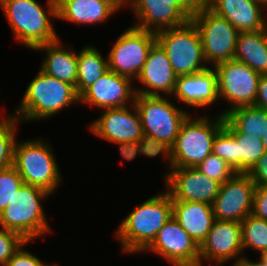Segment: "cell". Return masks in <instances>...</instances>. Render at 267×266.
<instances>
[{
	"label": "cell",
	"mask_w": 267,
	"mask_h": 266,
	"mask_svg": "<svg viewBox=\"0 0 267 266\" xmlns=\"http://www.w3.org/2000/svg\"><path fill=\"white\" fill-rule=\"evenodd\" d=\"M172 217V198L167 191L146 200L129 214L116 236L126 252L144 251Z\"/></svg>",
	"instance_id": "1"
},
{
	"label": "cell",
	"mask_w": 267,
	"mask_h": 266,
	"mask_svg": "<svg viewBox=\"0 0 267 266\" xmlns=\"http://www.w3.org/2000/svg\"><path fill=\"white\" fill-rule=\"evenodd\" d=\"M79 101L75 87L39 71L28 85L15 117L23 120L43 119Z\"/></svg>",
	"instance_id": "2"
},
{
	"label": "cell",
	"mask_w": 267,
	"mask_h": 266,
	"mask_svg": "<svg viewBox=\"0 0 267 266\" xmlns=\"http://www.w3.org/2000/svg\"><path fill=\"white\" fill-rule=\"evenodd\" d=\"M50 195L46 190L23 183L9 205L0 213L2 229L20 234L26 241L49 231L41 200Z\"/></svg>",
	"instance_id": "3"
},
{
	"label": "cell",
	"mask_w": 267,
	"mask_h": 266,
	"mask_svg": "<svg viewBox=\"0 0 267 266\" xmlns=\"http://www.w3.org/2000/svg\"><path fill=\"white\" fill-rule=\"evenodd\" d=\"M156 42L166 52L177 76L202 72L208 67L203 54L200 33L192 20L185 24L155 33Z\"/></svg>",
	"instance_id": "4"
},
{
	"label": "cell",
	"mask_w": 267,
	"mask_h": 266,
	"mask_svg": "<svg viewBox=\"0 0 267 266\" xmlns=\"http://www.w3.org/2000/svg\"><path fill=\"white\" fill-rule=\"evenodd\" d=\"M209 122L207 118L191 119L182 123L172 146V167H197L212 153L213 141L224 125V116ZM211 123V124H210Z\"/></svg>",
	"instance_id": "5"
},
{
	"label": "cell",
	"mask_w": 267,
	"mask_h": 266,
	"mask_svg": "<svg viewBox=\"0 0 267 266\" xmlns=\"http://www.w3.org/2000/svg\"><path fill=\"white\" fill-rule=\"evenodd\" d=\"M51 147L40 140L27 141L13 148V167L25 184L53 193L60 182V173Z\"/></svg>",
	"instance_id": "6"
},
{
	"label": "cell",
	"mask_w": 267,
	"mask_h": 266,
	"mask_svg": "<svg viewBox=\"0 0 267 266\" xmlns=\"http://www.w3.org/2000/svg\"><path fill=\"white\" fill-rule=\"evenodd\" d=\"M0 4L15 37L31 49L59 39L47 12L36 0H0Z\"/></svg>",
	"instance_id": "7"
},
{
	"label": "cell",
	"mask_w": 267,
	"mask_h": 266,
	"mask_svg": "<svg viewBox=\"0 0 267 266\" xmlns=\"http://www.w3.org/2000/svg\"><path fill=\"white\" fill-rule=\"evenodd\" d=\"M134 105L139 113L144 135L166 142L171 147L182 123L189 116L165 97L136 94Z\"/></svg>",
	"instance_id": "8"
},
{
	"label": "cell",
	"mask_w": 267,
	"mask_h": 266,
	"mask_svg": "<svg viewBox=\"0 0 267 266\" xmlns=\"http://www.w3.org/2000/svg\"><path fill=\"white\" fill-rule=\"evenodd\" d=\"M191 20L200 33L206 62L216 65L234 58L240 32L226 18L207 9L193 14Z\"/></svg>",
	"instance_id": "9"
},
{
	"label": "cell",
	"mask_w": 267,
	"mask_h": 266,
	"mask_svg": "<svg viewBox=\"0 0 267 266\" xmlns=\"http://www.w3.org/2000/svg\"><path fill=\"white\" fill-rule=\"evenodd\" d=\"M155 43L154 32L134 26L128 28L109 52V70L130 79L137 78L147 60L149 50Z\"/></svg>",
	"instance_id": "10"
},
{
	"label": "cell",
	"mask_w": 267,
	"mask_h": 266,
	"mask_svg": "<svg viewBox=\"0 0 267 266\" xmlns=\"http://www.w3.org/2000/svg\"><path fill=\"white\" fill-rule=\"evenodd\" d=\"M218 96L232 103L229 109L254 105L260 74L245 63L231 59L215 65Z\"/></svg>",
	"instance_id": "11"
},
{
	"label": "cell",
	"mask_w": 267,
	"mask_h": 266,
	"mask_svg": "<svg viewBox=\"0 0 267 266\" xmlns=\"http://www.w3.org/2000/svg\"><path fill=\"white\" fill-rule=\"evenodd\" d=\"M255 188L247 173H236L221 184L212 204L215 219L241 222L252 214Z\"/></svg>",
	"instance_id": "12"
},
{
	"label": "cell",
	"mask_w": 267,
	"mask_h": 266,
	"mask_svg": "<svg viewBox=\"0 0 267 266\" xmlns=\"http://www.w3.org/2000/svg\"><path fill=\"white\" fill-rule=\"evenodd\" d=\"M146 249L154 250L174 266H200L199 246L173 217Z\"/></svg>",
	"instance_id": "13"
},
{
	"label": "cell",
	"mask_w": 267,
	"mask_h": 266,
	"mask_svg": "<svg viewBox=\"0 0 267 266\" xmlns=\"http://www.w3.org/2000/svg\"><path fill=\"white\" fill-rule=\"evenodd\" d=\"M166 178L172 201L201 202L212 205L221 185L195 167L174 168Z\"/></svg>",
	"instance_id": "14"
},
{
	"label": "cell",
	"mask_w": 267,
	"mask_h": 266,
	"mask_svg": "<svg viewBox=\"0 0 267 266\" xmlns=\"http://www.w3.org/2000/svg\"><path fill=\"white\" fill-rule=\"evenodd\" d=\"M135 115L127 107L108 108L90 130L110 142H137L144 135L139 113L134 105Z\"/></svg>",
	"instance_id": "15"
},
{
	"label": "cell",
	"mask_w": 267,
	"mask_h": 266,
	"mask_svg": "<svg viewBox=\"0 0 267 266\" xmlns=\"http://www.w3.org/2000/svg\"><path fill=\"white\" fill-rule=\"evenodd\" d=\"M241 251H243L241 223L215 220L213 227L199 246L200 266L203 257L208 261H217L219 265L236 257Z\"/></svg>",
	"instance_id": "16"
},
{
	"label": "cell",
	"mask_w": 267,
	"mask_h": 266,
	"mask_svg": "<svg viewBox=\"0 0 267 266\" xmlns=\"http://www.w3.org/2000/svg\"><path fill=\"white\" fill-rule=\"evenodd\" d=\"M131 79L108 70L80 95L79 101L101 109L127 107L126 101H134L136 92L131 90Z\"/></svg>",
	"instance_id": "17"
},
{
	"label": "cell",
	"mask_w": 267,
	"mask_h": 266,
	"mask_svg": "<svg viewBox=\"0 0 267 266\" xmlns=\"http://www.w3.org/2000/svg\"><path fill=\"white\" fill-rule=\"evenodd\" d=\"M130 3L140 18L139 24L134 27L142 30L156 33L188 21L183 15V0H131ZM153 25L155 30L151 28Z\"/></svg>",
	"instance_id": "18"
},
{
	"label": "cell",
	"mask_w": 267,
	"mask_h": 266,
	"mask_svg": "<svg viewBox=\"0 0 267 266\" xmlns=\"http://www.w3.org/2000/svg\"><path fill=\"white\" fill-rule=\"evenodd\" d=\"M175 74L166 52L156 42L149 50L147 60L137 77L139 81L151 88L135 91L136 94L146 96H160L158 92L173 94L176 86Z\"/></svg>",
	"instance_id": "19"
},
{
	"label": "cell",
	"mask_w": 267,
	"mask_h": 266,
	"mask_svg": "<svg viewBox=\"0 0 267 266\" xmlns=\"http://www.w3.org/2000/svg\"><path fill=\"white\" fill-rule=\"evenodd\" d=\"M49 16L78 24H95L106 20L116 9L102 0H48Z\"/></svg>",
	"instance_id": "20"
},
{
	"label": "cell",
	"mask_w": 267,
	"mask_h": 266,
	"mask_svg": "<svg viewBox=\"0 0 267 266\" xmlns=\"http://www.w3.org/2000/svg\"><path fill=\"white\" fill-rule=\"evenodd\" d=\"M173 95L191 106L212 104L219 97L216 70L208 68L196 74L178 76Z\"/></svg>",
	"instance_id": "21"
},
{
	"label": "cell",
	"mask_w": 267,
	"mask_h": 266,
	"mask_svg": "<svg viewBox=\"0 0 267 266\" xmlns=\"http://www.w3.org/2000/svg\"><path fill=\"white\" fill-rule=\"evenodd\" d=\"M172 213L173 218L198 246L202 244L216 220L212 205L201 202L172 201Z\"/></svg>",
	"instance_id": "22"
},
{
	"label": "cell",
	"mask_w": 267,
	"mask_h": 266,
	"mask_svg": "<svg viewBox=\"0 0 267 266\" xmlns=\"http://www.w3.org/2000/svg\"><path fill=\"white\" fill-rule=\"evenodd\" d=\"M261 8L251 0H211L210 6V10L226 18L239 32L263 30Z\"/></svg>",
	"instance_id": "23"
},
{
	"label": "cell",
	"mask_w": 267,
	"mask_h": 266,
	"mask_svg": "<svg viewBox=\"0 0 267 266\" xmlns=\"http://www.w3.org/2000/svg\"><path fill=\"white\" fill-rule=\"evenodd\" d=\"M59 39L38 45L34 50H46L47 56L40 69L49 76L67 82L76 87L78 61L77 53L68 52L60 47Z\"/></svg>",
	"instance_id": "24"
},
{
	"label": "cell",
	"mask_w": 267,
	"mask_h": 266,
	"mask_svg": "<svg viewBox=\"0 0 267 266\" xmlns=\"http://www.w3.org/2000/svg\"><path fill=\"white\" fill-rule=\"evenodd\" d=\"M233 59L245 63L260 75L267 74V38L264 30L240 32Z\"/></svg>",
	"instance_id": "25"
},
{
	"label": "cell",
	"mask_w": 267,
	"mask_h": 266,
	"mask_svg": "<svg viewBox=\"0 0 267 266\" xmlns=\"http://www.w3.org/2000/svg\"><path fill=\"white\" fill-rule=\"evenodd\" d=\"M224 124L232 132H242L262 139L267 132V110L254 105L226 110Z\"/></svg>",
	"instance_id": "26"
},
{
	"label": "cell",
	"mask_w": 267,
	"mask_h": 266,
	"mask_svg": "<svg viewBox=\"0 0 267 266\" xmlns=\"http://www.w3.org/2000/svg\"><path fill=\"white\" fill-rule=\"evenodd\" d=\"M78 71L75 90L80 95L86 88L95 83L108 68V60H104L94 47H86L77 53Z\"/></svg>",
	"instance_id": "27"
},
{
	"label": "cell",
	"mask_w": 267,
	"mask_h": 266,
	"mask_svg": "<svg viewBox=\"0 0 267 266\" xmlns=\"http://www.w3.org/2000/svg\"><path fill=\"white\" fill-rule=\"evenodd\" d=\"M236 136V173H248L266 153L262 139L242 132Z\"/></svg>",
	"instance_id": "28"
},
{
	"label": "cell",
	"mask_w": 267,
	"mask_h": 266,
	"mask_svg": "<svg viewBox=\"0 0 267 266\" xmlns=\"http://www.w3.org/2000/svg\"><path fill=\"white\" fill-rule=\"evenodd\" d=\"M242 248L252 247L260 252L267 251V220L248 215L241 222Z\"/></svg>",
	"instance_id": "29"
},
{
	"label": "cell",
	"mask_w": 267,
	"mask_h": 266,
	"mask_svg": "<svg viewBox=\"0 0 267 266\" xmlns=\"http://www.w3.org/2000/svg\"><path fill=\"white\" fill-rule=\"evenodd\" d=\"M212 153L224 159L236 172V136L225 124L214 138Z\"/></svg>",
	"instance_id": "30"
},
{
	"label": "cell",
	"mask_w": 267,
	"mask_h": 266,
	"mask_svg": "<svg viewBox=\"0 0 267 266\" xmlns=\"http://www.w3.org/2000/svg\"><path fill=\"white\" fill-rule=\"evenodd\" d=\"M16 117L0 121V170L13 165Z\"/></svg>",
	"instance_id": "31"
},
{
	"label": "cell",
	"mask_w": 267,
	"mask_h": 266,
	"mask_svg": "<svg viewBox=\"0 0 267 266\" xmlns=\"http://www.w3.org/2000/svg\"><path fill=\"white\" fill-rule=\"evenodd\" d=\"M23 183V179L13 166L0 170V213L9 205Z\"/></svg>",
	"instance_id": "32"
},
{
	"label": "cell",
	"mask_w": 267,
	"mask_h": 266,
	"mask_svg": "<svg viewBox=\"0 0 267 266\" xmlns=\"http://www.w3.org/2000/svg\"><path fill=\"white\" fill-rule=\"evenodd\" d=\"M195 168L220 184L228 181L236 174L224 159H221L213 153L209 154L208 157Z\"/></svg>",
	"instance_id": "33"
},
{
	"label": "cell",
	"mask_w": 267,
	"mask_h": 266,
	"mask_svg": "<svg viewBox=\"0 0 267 266\" xmlns=\"http://www.w3.org/2000/svg\"><path fill=\"white\" fill-rule=\"evenodd\" d=\"M27 242L20 234L12 230H0V264L5 266L14 253Z\"/></svg>",
	"instance_id": "34"
},
{
	"label": "cell",
	"mask_w": 267,
	"mask_h": 266,
	"mask_svg": "<svg viewBox=\"0 0 267 266\" xmlns=\"http://www.w3.org/2000/svg\"><path fill=\"white\" fill-rule=\"evenodd\" d=\"M161 152H163L164 156L168 157L172 167V147L170 145L147 135H143L140 138L139 153L148 157H155Z\"/></svg>",
	"instance_id": "35"
},
{
	"label": "cell",
	"mask_w": 267,
	"mask_h": 266,
	"mask_svg": "<svg viewBox=\"0 0 267 266\" xmlns=\"http://www.w3.org/2000/svg\"><path fill=\"white\" fill-rule=\"evenodd\" d=\"M252 214L255 217L267 220V185L255 188Z\"/></svg>",
	"instance_id": "36"
},
{
	"label": "cell",
	"mask_w": 267,
	"mask_h": 266,
	"mask_svg": "<svg viewBox=\"0 0 267 266\" xmlns=\"http://www.w3.org/2000/svg\"><path fill=\"white\" fill-rule=\"evenodd\" d=\"M5 266H48L43 264L37 257L31 253L23 251L21 247L7 261Z\"/></svg>",
	"instance_id": "37"
},
{
	"label": "cell",
	"mask_w": 267,
	"mask_h": 266,
	"mask_svg": "<svg viewBox=\"0 0 267 266\" xmlns=\"http://www.w3.org/2000/svg\"><path fill=\"white\" fill-rule=\"evenodd\" d=\"M257 186L267 185V151L247 173Z\"/></svg>",
	"instance_id": "38"
},
{
	"label": "cell",
	"mask_w": 267,
	"mask_h": 266,
	"mask_svg": "<svg viewBox=\"0 0 267 266\" xmlns=\"http://www.w3.org/2000/svg\"><path fill=\"white\" fill-rule=\"evenodd\" d=\"M211 0H183V15L191 20L193 14L210 9Z\"/></svg>",
	"instance_id": "39"
},
{
	"label": "cell",
	"mask_w": 267,
	"mask_h": 266,
	"mask_svg": "<svg viewBox=\"0 0 267 266\" xmlns=\"http://www.w3.org/2000/svg\"><path fill=\"white\" fill-rule=\"evenodd\" d=\"M254 106L267 110V74L260 75Z\"/></svg>",
	"instance_id": "40"
},
{
	"label": "cell",
	"mask_w": 267,
	"mask_h": 266,
	"mask_svg": "<svg viewBox=\"0 0 267 266\" xmlns=\"http://www.w3.org/2000/svg\"><path fill=\"white\" fill-rule=\"evenodd\" d=\"M121 155L127 160H133L137 153H139V141L137 142H120Z\"/></svg>",
	"instance_id": "41"
},
{
	"label": "cell",
	"mask_w": 267,
	"mask_h": 266,
	"mask_svg": "<svg viewBox=\"0 0 267 266\" xmlns=\"http://www.w3.org/2000/svg\"><path fill=\"white\" fill-rule=\"evenodd\" d=\"M234 266H263L261 262H252L246 258H238V261L234 263Z\"/></svg>",
	"instance_id": "42"
},
{
	"label": "cell",
	"mask_w": 267,
	"mask_h": 266,
	"mask_svg": "<svg viewBox=\"0 0 267 266\" xmlns=\"http://www.w3.org/2000/svg\"><path fill=\"white\" fill-rule=\"evenodd\" d=\"M109 2L116 10H118L121 6L125 4V2L129 0H102Z\"/></svg>",
	"instance_id": "43"
},
{
	"label": "cell",
	"mask_w": 267,
	"mask_h": 266,
	"mask_svg": "<svg viewBox=\"0 0 267 266\" xmlns=\"http://www.w3.org/2000/svg\"><path fill=\"white\" fill-rule=\"evenodd\" d=\"M260 262L263 266H267V251L261 253Z\"/></svg>",
	"instance_id": "44"
},
{
	"label": "cell",
	"mask_w": 267,
	"mask_h": 266,
	"mask_svg": "<svg viewBox=\"0 0 267 266\" xmlns=\"http://www.w3.org/2000/svg\"><path fill=\"white\" fill-rule=\"evenodd\" d=\"M251 1L260 4L262 7L263 5L267 6V0H251Z\"/></svg>",
	"instance_id": "45"
},
{
	"label": "cell",
	"mask_w": 267,
	"mask_h": 266,
	"mask_svg": "<svg viewBox=\"0 0 267 266\" xmlns=\"http://www.w3.org/2000/svg\"><path fill=\"white\" fill-rule=\"evenodd\" d=\"M262 142H263L264 147H265V149H266V151H267V132H266L265 135L263 136V138H262Z\"/></svg>",
	"instance_id": "46"
},
{
	"label": "cell",
	"mask_w": 267,
	"mask_h": 266,
	"mask_svg": "<svg viewBox=\"0 0 267 266\" xmlns=\"http://www.w3.org/2000/svg\"><path fill=\"white\" fill-rule=\"evenodd\" d=\"M264 32H265V35H266V38H267V25L264 24V28H263Z\"/></svg>",
	"instance_id": "47"
}]
</instances>
